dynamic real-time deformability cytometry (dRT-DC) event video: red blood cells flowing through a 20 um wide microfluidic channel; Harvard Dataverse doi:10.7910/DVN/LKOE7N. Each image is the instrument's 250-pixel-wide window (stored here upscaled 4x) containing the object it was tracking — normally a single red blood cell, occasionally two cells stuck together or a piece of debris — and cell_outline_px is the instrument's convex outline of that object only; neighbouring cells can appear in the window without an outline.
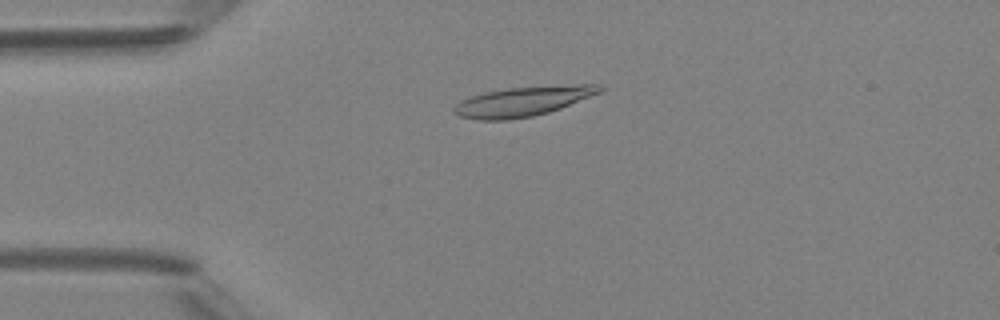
{"species": "Egyptian fruit bat (a non-hibernating species)", "species_latin": "Rousettus aegyptiacus", "temperature_condition": "room temperature", "stored_images_in_passage": 49, "camera_frame_rate_fps": 3000, "um_per_image_px": 0.085, "animal": {"sex": "female"}, "frame": {"image": 1, "passage_image": 12, "time_ms": 3.667, "image_size_px": [1000, 320], "cell_outline_px": [[604, 88], [600, 92], [560, 108], [548, 112], [532, 116], [508, 120], [476, 120], [460, 116], [452, 112], [452, 108], [460, 100], [484, 92], [508, 88], [580, 84], [600, 84]], "centroid_in_image_um": [44.4, 8.62], "position_along_channel_um": 40.6, "area_um2": 25.03}}
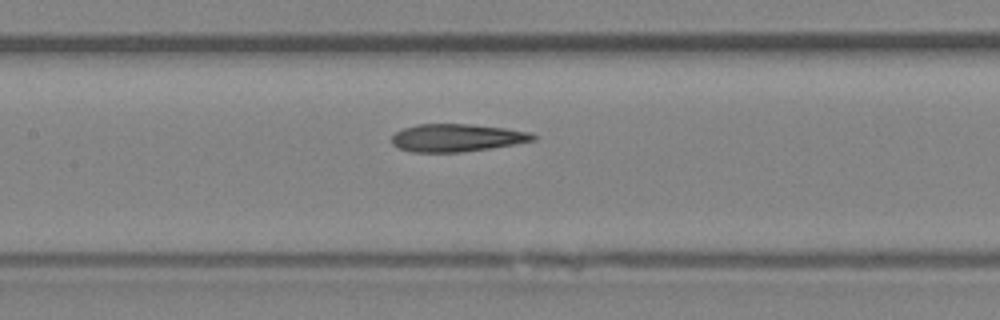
{"frame": {"image": 2, "passage_image": 23, "time_ms": 7.333, "image_size_px": [1000, 320], "cell_outline_px": [[536, 140], [488, 148], [460, 152], [412, 152], [400, 148], [392, 144], [392, 136], [396, 132], [404, 128], [416, 124], [468, 124], [504, 128], [528, 132], [536, 136]], "centroid_in_image_um": [38.79, 11.71], "position_along_channel_um": 168.6, "area_um2": 22.48}}
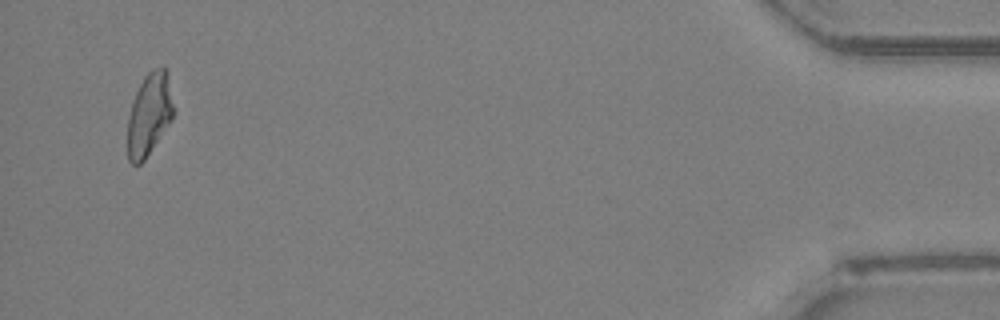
{"frame": {"image": 3, "passage_image": 47, "time_ms": 15.333, "image_size_px": [1000, 320], "cell_outline_px": [[176, 112], [144, 160], [140, 164], [132, 164], [128, 160], [128, 116], [132, 100], [144, 76], [152, 68], [164, 68], [168, 72]], "centroid_in_image_um": [12.7, 9.68], "position_along_channel_um": 422.5, "area_um2": 22.14}, "authors_computed_cell_mechanics": {"area_um2": 23.2356, "velocity_mm_per_s": 4.2206, "shape_relaxation_time_tau1_ms": 6.6363, "shape_relaxation_time_tau2_ms": 2.2644, "deformation_change_tau1": 0.2108, "deformation_change_tau2": 0.1112}}